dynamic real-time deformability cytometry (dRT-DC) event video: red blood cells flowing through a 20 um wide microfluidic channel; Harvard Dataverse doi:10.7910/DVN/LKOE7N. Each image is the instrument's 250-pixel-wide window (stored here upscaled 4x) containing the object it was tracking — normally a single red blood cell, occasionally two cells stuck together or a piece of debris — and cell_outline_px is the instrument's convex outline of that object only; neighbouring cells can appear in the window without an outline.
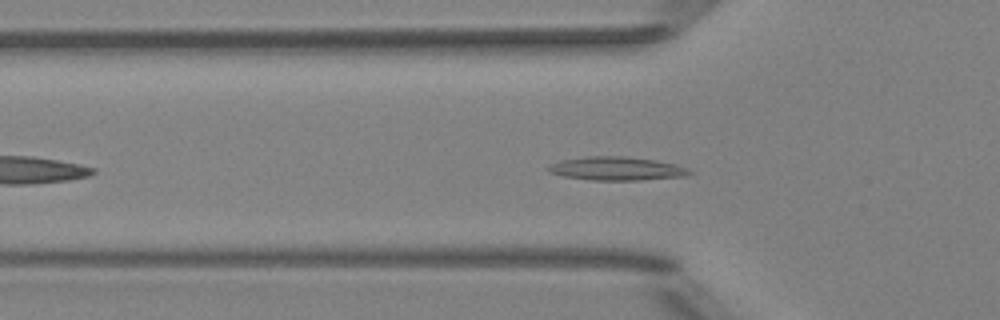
{"species": "Egyptian fruit bat (a non-hibernating species)", "species_latin": "Rousettus aegyptiacus", "temperature_condition": "room temperature", "stored_images_in_passage": 44, "camera_frame_rate_fps": 3000, "um_per_image_px": 0.085, "animal": {"sex": "female"}, "frame": {"image": 1, "passage_image": 9, "time_ms": 2.667, "image_size_px": [1000, 320], "cell_outline_px": [[692, 172], [688, 176], [640, 180], [592, 180], [564, 176], [548, 172], [548, 164], [560, 160], [588, 156], [624, 156], [652, 160], [676, 164], [688, 168]], "centroid_in_image_um": [52.4, 14.33], "position_along_channel_um": 73.4, "area_um2": 19.36}}
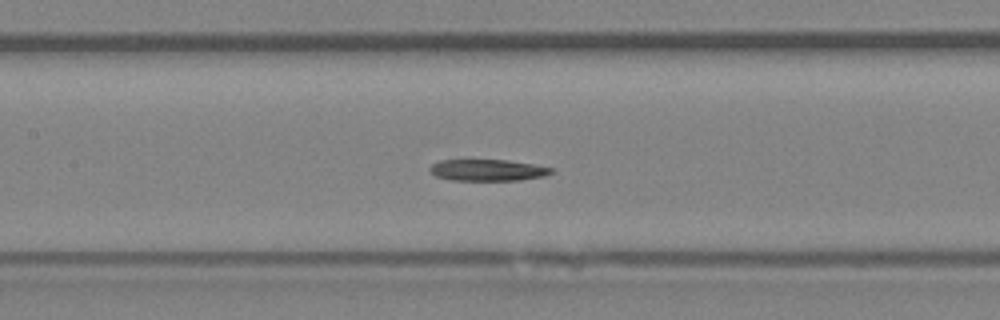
{"frame": {"image": 2, "passage_image": 16, "time_ms": 5.0, "image_size_px": [1000, 320], "cell_outline_px": [[556, 172], [544, 176], [520, 180], [452, 180], [436, 176], [428, 168], [432, 164], [440, 160], [508, 160], [556, 168]], "centroid_in_image_um": [41.51, 14.46], "position_along_channel_um": 165.9, "area_um2": 15.26}}
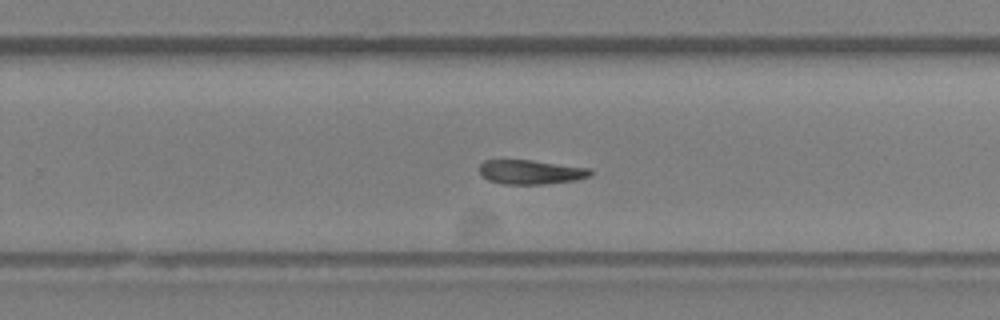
{"frame": {"image": 3, "passage_image": 25, "time_ms": 8.0, "image_size_px": [1000, 320], "cell_outline_px": [[592, 176], [576, 180], [544, 184], [500, 184], [488, 180], [476, 168], [484, 160], [532, 160], [592, 168]], "centroid_in_image_um": [45.13, 14.62], "position_along_channel_um": 284.7, "area_um2": 15.95}, "authors_computed_cell_mechanics": {"area_um2": 16.5886, "velocity_mm_per_s": 3.9715, "shape_relaxation_time_tau1_ms": null, "shape_relaxation_time_tau2_ms": 2.8096, "deformation_change_tau1": null, "deformation_change_tau2": 0.0913}}